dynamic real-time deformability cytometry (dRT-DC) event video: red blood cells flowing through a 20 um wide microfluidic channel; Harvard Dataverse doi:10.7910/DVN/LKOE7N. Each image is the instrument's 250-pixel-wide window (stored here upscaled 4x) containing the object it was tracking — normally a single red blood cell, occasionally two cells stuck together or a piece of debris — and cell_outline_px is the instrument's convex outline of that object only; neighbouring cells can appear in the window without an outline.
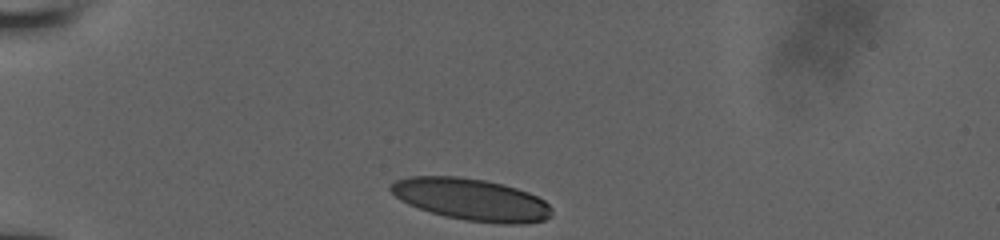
{"species": "human", "species_latin": "Homo sapiens", "temperature_condition": "room temperature", "stored_images_in_passage": 32, "camera_frame_rate_fps": 3000, "um_per_image_px": 0.085, "donor": {"sex": "male"}, "frame": {"image": 1, "passage_image": 1, "time_ms": 0.0, "image_size_px": [1000, 240], "cell_outline_px": [[552, 216], [544, 220], [524, 224], [504, 224], [464, 220], [444, 216], [408, 204], [400, 200], [388, 188], [396, 180], [408, 176], [456, 176], [484, 180], [504, 184], [528, 192], [544, 200], [552, 208]], "centroid_in_image_um": [40.08, 16.96], "position_along_channel_um": 44.9, "area_um2": 39.36}}
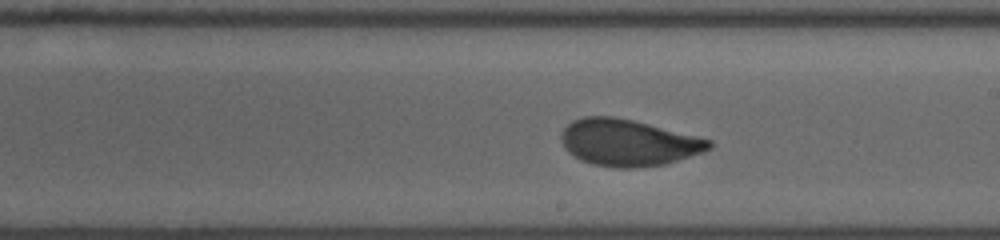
{"frame": {"image": 2, "passage_image": 19, "time_ms": 6.0, "image_size_px": [1000, 240], "cell_outline_px": [[712, 148], [704, 152], [664, 164], [636, 168], [620, 168], [592, 164], [580, 160], [568, 152], [564, 148], [560, 140], [560, 132], [572, 120], [584, 116], [612, 116], [632, 120], [712, 140]], "centroid_in_image_um": [53.36, 12.12], "position_along_channel_um": 235.6, "area_um2": 40.17}}
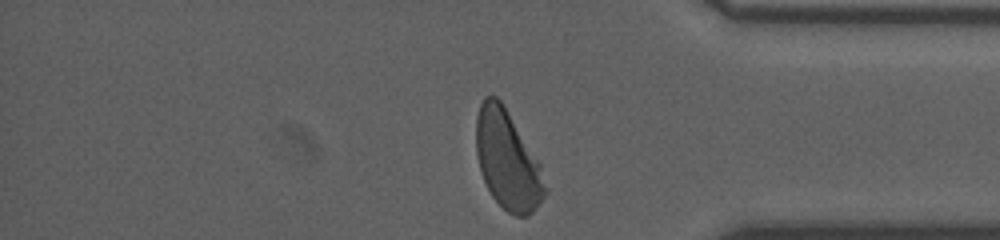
{"frame": {"image": 3, "passage_image": 32, "time_ms": 10.333, "image_size_px": [1000, 240], "cell_outline_px": [[548, 192], [532, 212], [528, 216], [516, 216], [508, 212], [492, 196], [484, 180], [480, 168], [476, 152], [476, 116], [480, 104], [484, 96], [496, 96], [500, 100], [540, 164], [548, 188]], "centroid_in_image_um": [43.14, 13.63], "position_along_channel_um": 392.1, "area_um2": 39.19}, "authors_computed_cell_mechanics": {"area_um2": 40.3155, "velocity_mm_per_s": 3.8822, "shape_relaxation_time_tau1_ms": 3.7799, "shape_relaxation_time_tau2_ms": null, "deformation_change_tau1": 0.1505, "deformation_change_tau2": null}}